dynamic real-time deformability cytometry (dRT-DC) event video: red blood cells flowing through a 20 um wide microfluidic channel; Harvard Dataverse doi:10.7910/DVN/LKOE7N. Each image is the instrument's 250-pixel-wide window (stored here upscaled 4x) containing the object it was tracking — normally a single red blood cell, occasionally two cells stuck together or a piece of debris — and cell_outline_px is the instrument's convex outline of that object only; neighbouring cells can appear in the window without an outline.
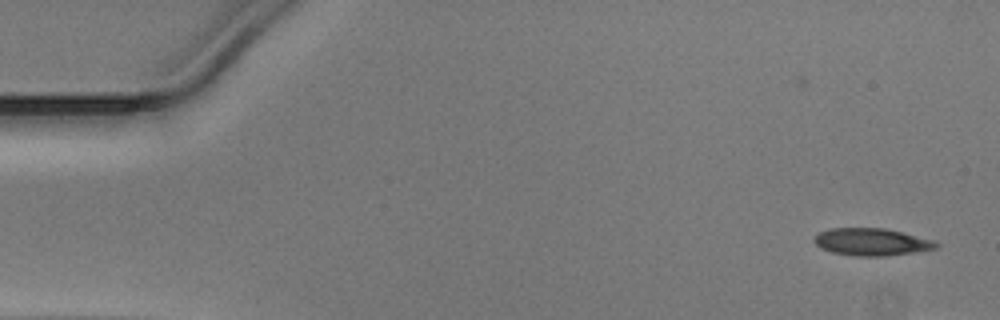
{"species": "Egyptian fruit bat (a non-hibernating species)", "species_latin": "Rousettus aegyptiacus", "temperature_condition": "warm", "stored_images_in_passage": 13, "camera_frame_rate_fps": 3000, "um_per_image_px": 0.085, "animal": {"sex": "male"}, "frame": {"image": 1, "passage_image": 1, "time_ms": 0.0, "image_size_px": [1000, 320], "cell_outline_px": [[940, 244], [936, 248], [912, 252], [884, 256], [856, 256], [832, 252], [820, 248], [812, 240], [820, 232], [828, 228], [884, 228], [932, 240]], "centroid_in_image_um": [74.03, 20.56], "position_along_channel_um": 11.0, "area_um2": 19.13}}